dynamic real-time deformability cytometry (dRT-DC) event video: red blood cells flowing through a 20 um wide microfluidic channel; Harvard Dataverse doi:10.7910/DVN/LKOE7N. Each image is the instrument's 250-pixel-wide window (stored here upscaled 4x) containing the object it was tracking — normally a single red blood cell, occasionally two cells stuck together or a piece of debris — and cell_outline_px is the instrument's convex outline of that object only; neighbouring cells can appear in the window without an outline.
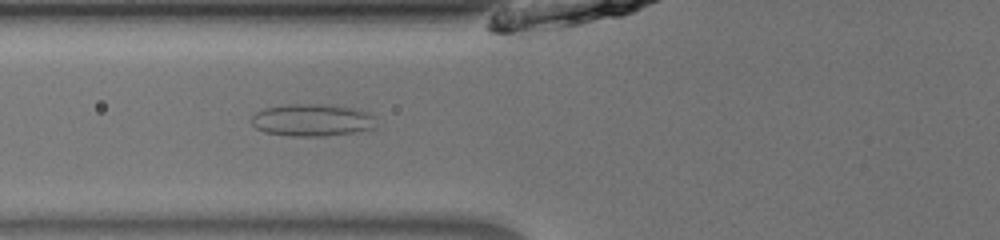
{"species": "common noctule bat (a hibernating species)", "species_latin": "Nyctalus noctula", "temperature_condition": "room temperature", "stored_images_in_passage": 38, "camera_frame_rate_fps": 3000, "um_per_image_px": 0.085, "animal": {"sex": "male", "body_mass_g": 13.0, "forearm_length_mm": 53.1}, "frame": {"image": 1, "passage_image": 7, "time_ms": 2.0, "image_size_px": [1000, 240], "cell_outline_px": [[376, 128], [352, 132], [324, 136], [292, 136], [264, 132], [256, 128], [252, 124], [252, 116], [256, 112], [264, 108], [288, 104], [316, 104], [352, 108], [364, 112], [372, 116]], "centroid_in_image_um": [26.47, 10.21], "position_along_channel_um": 99.3, "area_um2": 23.06}}
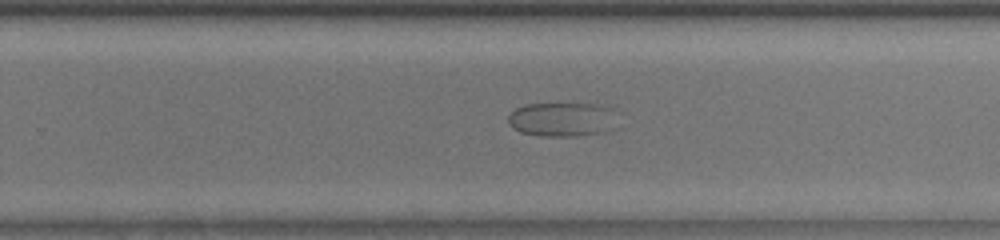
{"frame": {"image": 2, "passage_image": 21, "time_ms": 6.667, "image_size_px": [1000, 240], "cell_outline_px": [[620, 128], [604, 132], [580, 136], [540, 136], [520, 132], [512, 128], [508, 124], [508, 116], [516, 108], [524, 104], [596, 104], [612, 108], [620, 112]], "centroid_in_image_um": [47.94, 10.16], "position_along_channel_um": 281.9, "area_um2": 22.77}}
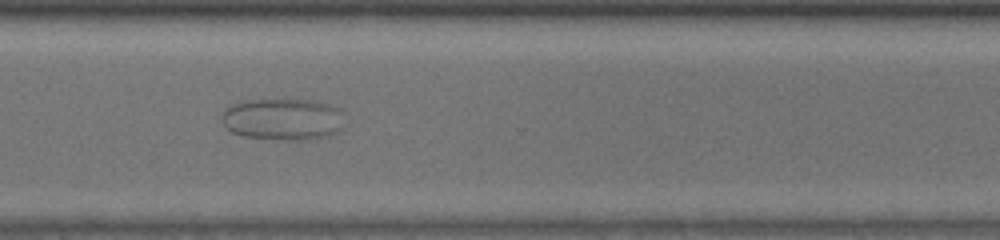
{"frame": {"image": 3, "passage_image": 26, "time_ms": 8.333, "image_size_px": [1000, 240], "cell_outline_px": [[340, 128], [336, 132], [328, 136], [316, 140], [292, 140], [244, 136], [232, 132], [224, 124], [220, 116], [220, 112], [228, 104], [244, 100], [312, 100], [328, 104], [336, 108]], "centroid_in_image_um": [23.92, 10.13], "position_along_channel_um": 346.7, "area_um2": 29.59}}